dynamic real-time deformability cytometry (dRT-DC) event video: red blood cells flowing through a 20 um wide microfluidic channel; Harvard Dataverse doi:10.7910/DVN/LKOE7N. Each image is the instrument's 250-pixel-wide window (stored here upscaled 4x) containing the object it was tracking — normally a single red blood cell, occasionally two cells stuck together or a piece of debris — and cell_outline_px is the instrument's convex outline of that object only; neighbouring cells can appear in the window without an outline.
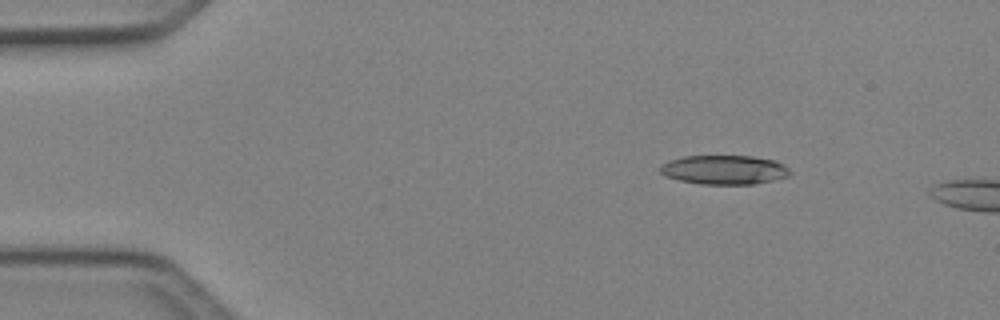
{"species": "Egyptian fruit bat (a non-hibernating species)", "species_latin": "Rousettus aegyptiacus", "temperature_condition": "cold", "stored_images_in_passage": 3, "camera_frame_rate_fps": 3000, "um_per_image_px": 0.085, "animal": {"sex": "female"}, "frame": {"image": 1, "passage_image": 2, "time_ms": 0.333, "image_size_px": [1000, 320], "cell_outline_px": [[792, 172], [788, 176], [756, 184], [700, 184], [680, 180], [664, 176], [660, 172], [660, 168], [668, 160], [684, 156], [752, 156], [776, 160], [784, 164]], "centroid_in_image_um": [61.58, 14.43], "position_along_channel_um": 23.4, "area_um2": 22.14}}